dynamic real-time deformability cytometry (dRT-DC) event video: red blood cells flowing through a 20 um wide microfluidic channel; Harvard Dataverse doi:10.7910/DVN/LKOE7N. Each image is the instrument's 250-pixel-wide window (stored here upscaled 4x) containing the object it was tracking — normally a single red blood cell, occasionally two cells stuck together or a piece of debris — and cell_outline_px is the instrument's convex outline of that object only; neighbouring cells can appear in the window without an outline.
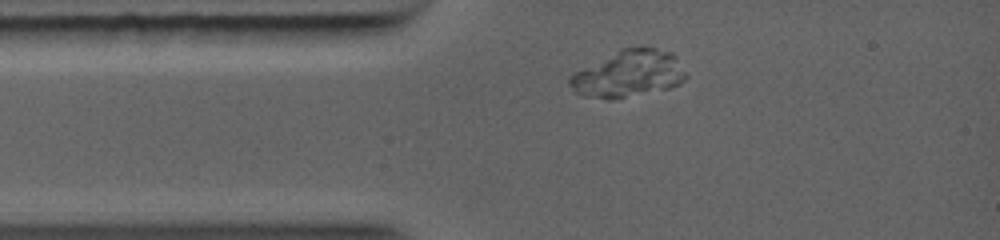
{"species": "common noctule bat (a hibernating species)", "species_latin": "Nyctalus noctula", "temperature_condition": "warm", "stored_images_in_passage": 1, "camera_frame_rate_fps": 5000, "um_per_image_px": 0.085, "animal": {"sex": "female", "body_mass_g": 19.0, "forearm_length_mm": 56.7}, "frame": {"image": 1, "passage_image": 1, "time_ms": 0.0, "image_size_px": [1000, 240], "cell_outline_px": [[688, 76], [680, 84], [668, 88], [616, 100], [608, 100], [580, 96], [568, 84], [568, 76], [620, 48], [640, 44], [644, 44], [672, 52], [676, 56]], "centroid_in_image_um": [53.43, 6.25], "position_along_channel_um": 31.6, "area_um2": 32.6}}